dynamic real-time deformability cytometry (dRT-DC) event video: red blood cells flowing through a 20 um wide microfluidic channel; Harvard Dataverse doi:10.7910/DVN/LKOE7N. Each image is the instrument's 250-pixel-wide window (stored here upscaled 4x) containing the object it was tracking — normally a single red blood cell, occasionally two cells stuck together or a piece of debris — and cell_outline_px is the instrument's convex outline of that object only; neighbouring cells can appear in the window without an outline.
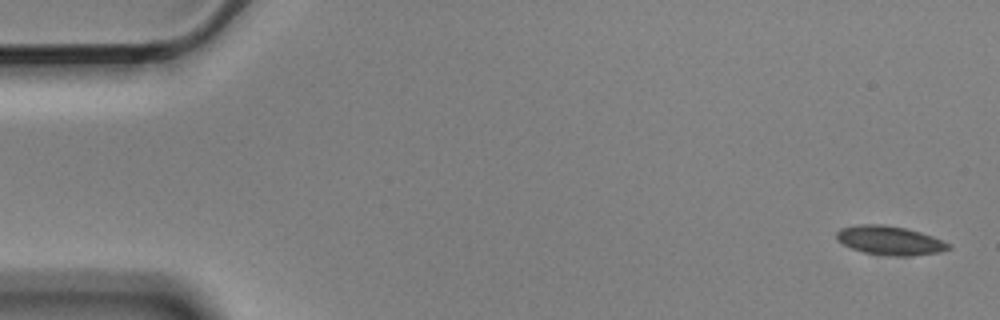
{"species": "Egyptian fruit bat (a non-hibernating species)", "species_latin": "Rousettus aegyptiacus", "temperature_condition": "cold", "stored_images_in_passage": 4, "camera_frame_rate_fps": 3000, "um_per_image_px": 0.085, "animal": {"sex": "male"}, "frame": {"image": 1, "passage_image": 1, "time_ms": 0.0, "image_size_px": [1000, 320], "cell_outline_px": [[952, 248], [940, 252], [908, 256], [896, 256], [864, 252], [852, 248], [836, 240], [836, 232], [840, 228], [856, 224], [884, 224], [908, 228], [932, 236], [952, 244]], "centroid_in_image_um": [75.64, 20.42], "position_along_channel_um": 9.4, "area_um2": 19.02}}
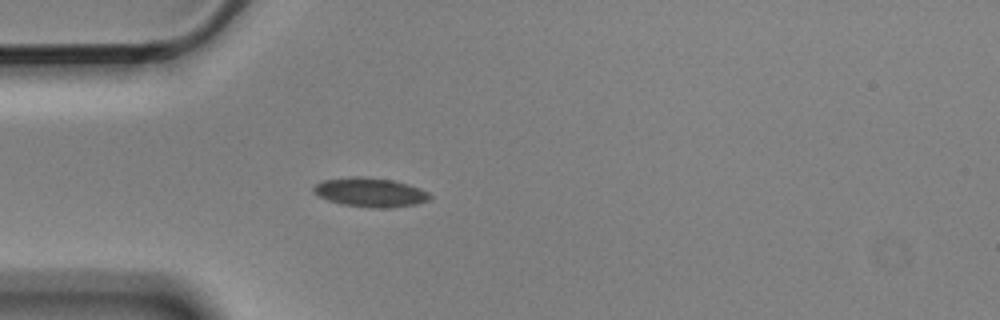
{"frame": {"image": 2, "passage_image": 4, "time_ms": 1.0, "image_size_px": [1000, 320], "cell_outline_px": [[432, 196], [428, 200], [416, 204], [388, 208], [372, 208], [344, 204], [328, 200], [312, 192], [312, 188], [316, 184], [324, 180], [352, 176], [364, 176], [392, 180], [408, 184], [420, 188], [428, 192]], "centroid_in_image_um": [31.48, 16.34], "position_along_channel_um": 53.5, "area_um2": 19.71}}